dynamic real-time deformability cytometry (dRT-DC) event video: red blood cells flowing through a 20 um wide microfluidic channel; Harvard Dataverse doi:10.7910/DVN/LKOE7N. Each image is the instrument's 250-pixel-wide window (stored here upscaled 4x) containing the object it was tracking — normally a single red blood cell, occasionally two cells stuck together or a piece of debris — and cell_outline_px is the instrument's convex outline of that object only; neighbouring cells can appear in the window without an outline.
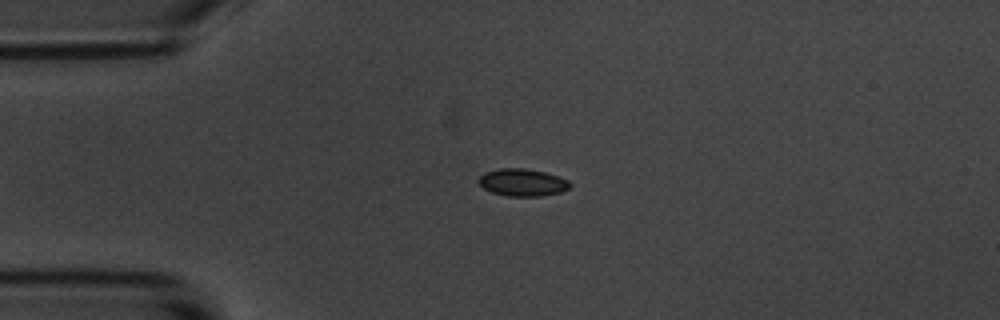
{"species": "common noctule bat (a hibernating species)", "species_latin": "Nyctalus noctula", "temperature_condition": "room temperature", "stored_images_in_passage": 44, "camera_frame_rate_fps": 3000, "um_per_image_px": 0.085, "animal": {"sex": "male", "body_mass_g": 20.1, "forearm_length_mm": 53.5}, "frame": {"image": 1, "passage_image": 1, "time_ms": 0.0, "image_size_px": [1000, 320], "cell_outline_px": [[572, 184], [568, 188], [560, 192], [540, 196], [508, 196], [492, 192], [484, 188], [476, 180], [484, 172], [500, 168], [524, 168], [544, 172], [568, 180]], "centroid_in_image_um": [44.38, 15.5], "position_along_channel_um": 40.6, "area_um2": 14.45}}
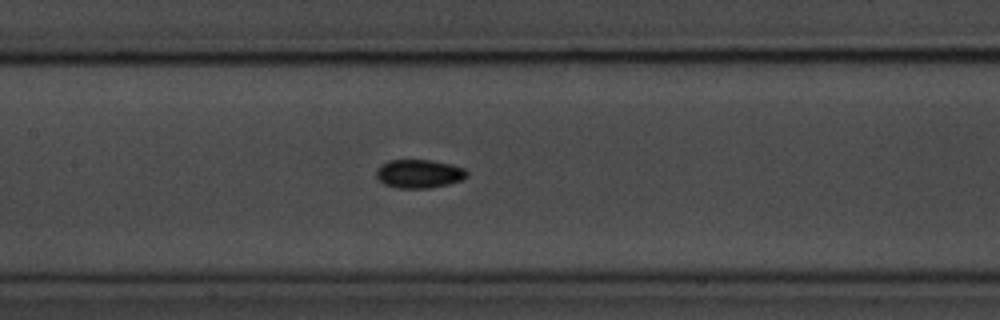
{"frame": {"image": 2, "passage_image": 14, "time_ms": 4.333, "image_size_px": [1000, 320], "cell_outline_px": [[468, 176], [460, 180], [448, 184], [428, 188], [396, 188], [384, 184], [376, 176], [376, 172], [380, 164], [388, 160], [432, 160], [452, 164], [464, 168], [468, 172]], "centroid_in_image_um": [35.62, 14.76], "position_along_channel_um": 171.8, "area_um2": 15.14}}
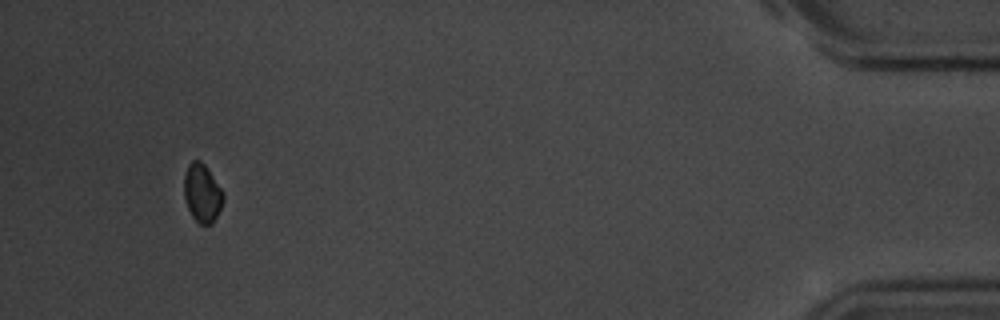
{"frame": {"image": 3, "passage_image": 41, "time_ms": 13.333, "image_size_px": [1000, 320], "cell_outline_px": [[224, 200], [212, 224], [200, 224], [192, 216], [188, 208], [184, 196], [184, 172], [188, 164], [192, 160], [200, 160], [208, 168], [224, 192]], "centroid_in_image_um": [17.18, 16.38], "position_along_channel_um": 418.0, "area_um2": 13.41}}